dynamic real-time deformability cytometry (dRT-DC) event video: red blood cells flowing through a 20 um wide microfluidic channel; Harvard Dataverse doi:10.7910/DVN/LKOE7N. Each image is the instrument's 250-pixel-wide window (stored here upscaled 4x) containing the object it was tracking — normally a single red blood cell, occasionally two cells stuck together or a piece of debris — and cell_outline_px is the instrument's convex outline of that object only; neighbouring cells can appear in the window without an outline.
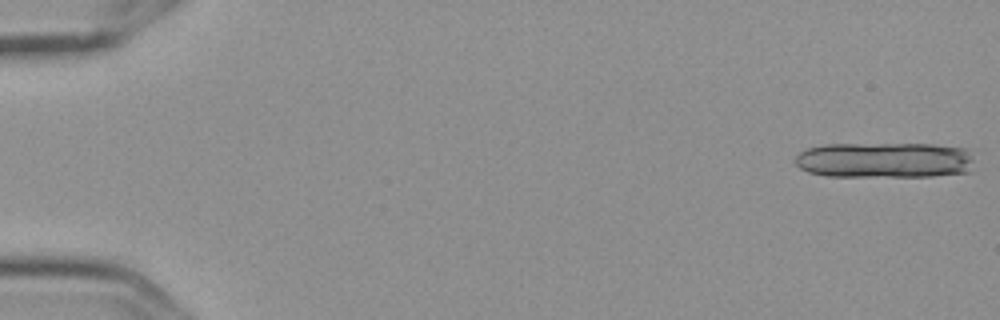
{"species": "Egyptian fruit bat (a non-hibernating species)", "species_latin": "Rousettus aegyptiacus", "temperature_condition": "cold", "stored_images_in_passage": 6, "camera_frame_rate_fps": 3000, "um_per_image_px": 0.085, "frame": {"image": 1, "passage_image": 1, "time_ms": 0.0, "image_size_px": [1000, 320], "cell_outline_px": [[972, 172], [932, 176], [824, 176], [808, 172], [800, 168], [796, 164], [796, 156], [800, 152], [808, 148], [824, 144], [936, 144], [964, 148], [972, 156]], "centroid_in_image_um": [75.2, 13.61], "position_along_channel_um": 9.8, "area_um2": 37.51}}
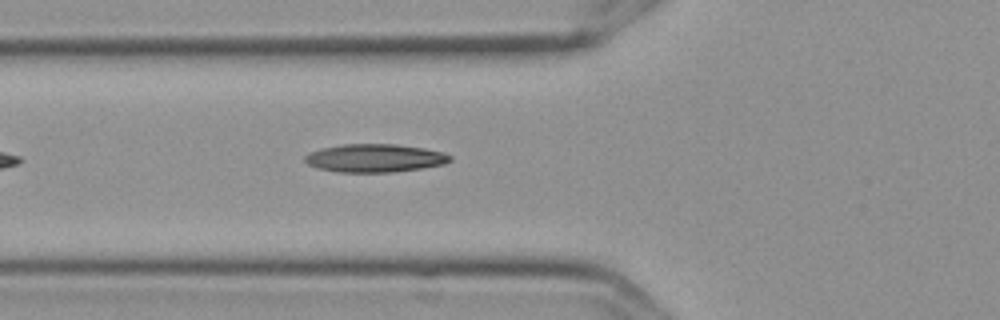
{"frame": {"image": 2, "passage_image": 6, "time_ms": 1.667, "image_size_px": [1000, 320], "cell_outline_px": [[452, 160], [444, 164], [420, 168], [392, 172], [340, 172], [320, 168], [308, 164], [304, 160], [304, 156], [320, 148], [344, 144], [396, 144], [424, 148], [444, 152], [452, 156]], "centroid_in_image_um": [31.89, 13.43], "position_along_channel_um": 93.9, "area_um2": 23.7}}